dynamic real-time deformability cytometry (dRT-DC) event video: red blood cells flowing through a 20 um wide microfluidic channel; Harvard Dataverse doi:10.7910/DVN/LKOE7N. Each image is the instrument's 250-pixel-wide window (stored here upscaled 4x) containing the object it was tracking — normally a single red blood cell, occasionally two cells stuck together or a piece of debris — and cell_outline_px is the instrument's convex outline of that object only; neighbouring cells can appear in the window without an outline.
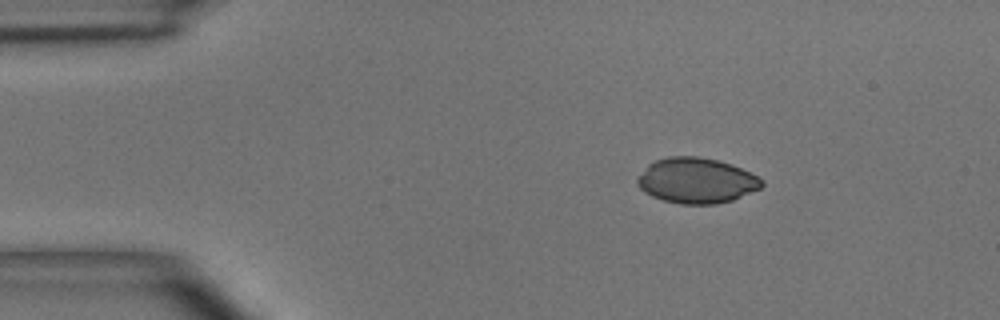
{"species": "common noctule bat (a hibernating species)", "species_latin": "Nyctalus noctula", "temperature_condition": "room temperature", "stored_images_in_passage": 4, "camera_frame_rate_fps": 3000, "um_per_image_px": 0.085, "animal": {"sex": "male", "body_mass_g": 15.6}, "frame": {"image": 1, "passage_image": 1, "time_ms": 0.0, "image_size_px": [1000, 320], "cell_outline_px": [[764, 184], [760, 188], [732, 200], [716, 204], [680, 204], [664, 200], [652, 196], [644, 192], [636, 184], [636, 180], [648, 164], [656, 160], [668, 156], [700, 156], [732, 164], [764, 180]], "centroid_in_image_um": [59.18, 15.34], "position_along_channel_um": 25.8, "area_um2": 32.83}}